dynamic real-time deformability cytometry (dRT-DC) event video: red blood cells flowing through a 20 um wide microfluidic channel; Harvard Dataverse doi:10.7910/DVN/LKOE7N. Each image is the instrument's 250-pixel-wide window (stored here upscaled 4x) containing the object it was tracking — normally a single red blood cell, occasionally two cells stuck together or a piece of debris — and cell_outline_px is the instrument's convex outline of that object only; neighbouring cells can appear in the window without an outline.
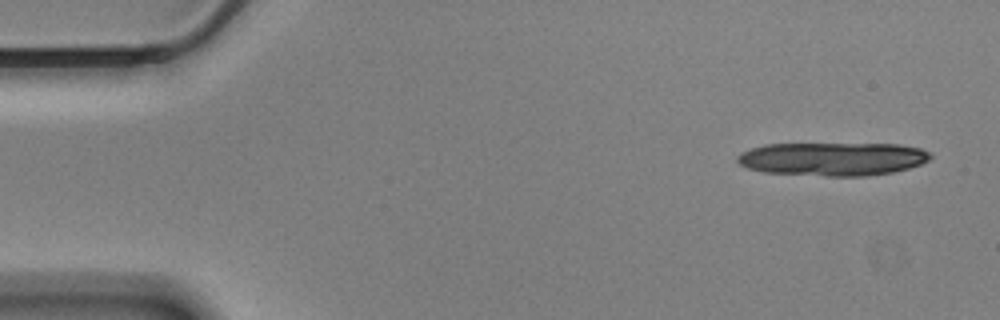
{"species": "Egyptian fruit bat (a non-hibernating species)", "species_latin": "Rousettus aegyptiacus", "temperature_condition": "cold", "stored_images_in_passage": 14, "camera_frame_rate_fps": 3000, "um_per_image_px": 0.085, "animal": {"sex": "male"}, "frame": {"image": 1, "passage_image": 3, "time_ms": 0.667, "image_size_px": [1000, 320], "cell_outline_px": [[932, 156], [928, 160], [920, 164], [908, 168], [892, 172], [864, 176], [828, 176], [764, 172], [748, 168], [740, 164], [736, 160], [736, 156], [740, 152], [764, 144], [900, 144], [920, 148], [932, 152]], "centroid_in_image_um": [70.77, 13.5], "position_along_channel_um": 14.2, "area_um2": 37.63}}